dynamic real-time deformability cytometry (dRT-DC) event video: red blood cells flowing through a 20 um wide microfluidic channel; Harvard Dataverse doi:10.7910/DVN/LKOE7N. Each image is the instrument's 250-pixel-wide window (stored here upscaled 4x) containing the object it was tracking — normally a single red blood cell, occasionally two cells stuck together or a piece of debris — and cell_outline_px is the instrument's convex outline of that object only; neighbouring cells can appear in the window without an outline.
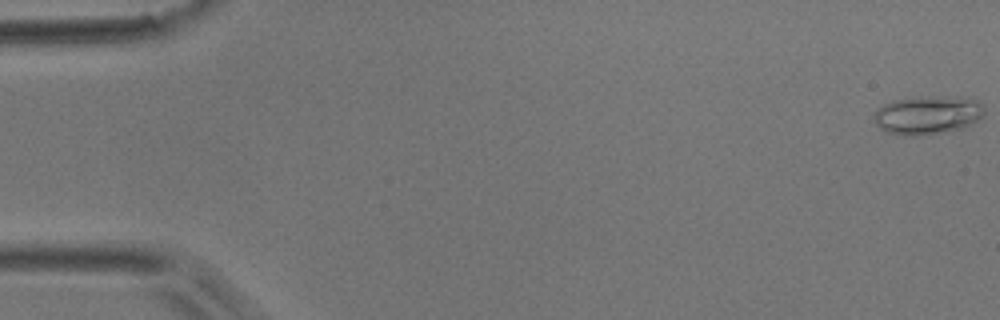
{"species": "common noctule bat (a hibernating species)", "species_latin": "Nyctalus noctula", "temperature_condition": "room temperature", "stored_images_in_passage": 52, "camera_frame_rate_fps": 3000, "um_per_image_px": 0.085, "animal": {"sex": "male", "body_mass_g": 17.9}, "frame": {"image": 1, "passage_image": 1, "time_ms": 0.0, "image_size_px": [1000, 320], "cell_outline_px": [[984, 116], [964, 128], [916, 136], [904, 136], [884, 132], [872, 120], [872, 116], [876, 108], [892, 100], [960, 96], [980, 100], [984, 104]], "centroid_in_image_um": [78.84, 9.79], "position_along_channel_um": 6.2, "area_um2": 24.97}}
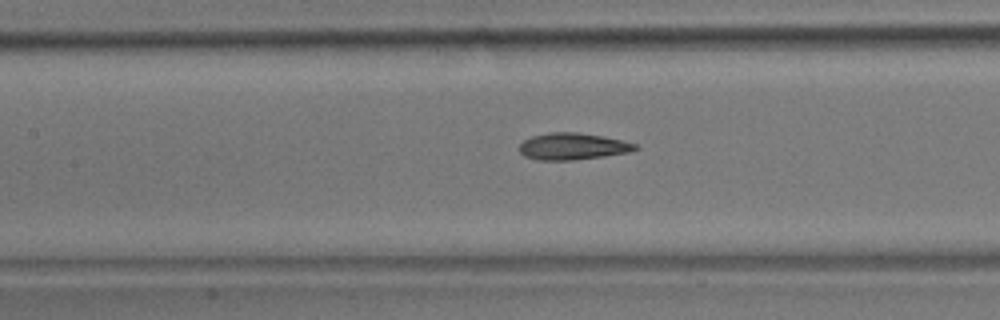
{"frame": {"image": 2, "passage_image": 24, "time_ms": 7.667, "image_size_px": [1000, 320], "cell_outline_px": [[640, 148], [628, 152], [604, 156], [572, 160], [536, 160], [524, 156], [520, 152], [520, 144], [524, 140], [532, 136], [552, 132], [576, 132], [600, 136], [620, 140], [636, 144]], "centroid_in_image_um": [48.65, 12.45], "position_along_channel_um": 158.8, "area_um2": 17.86}}
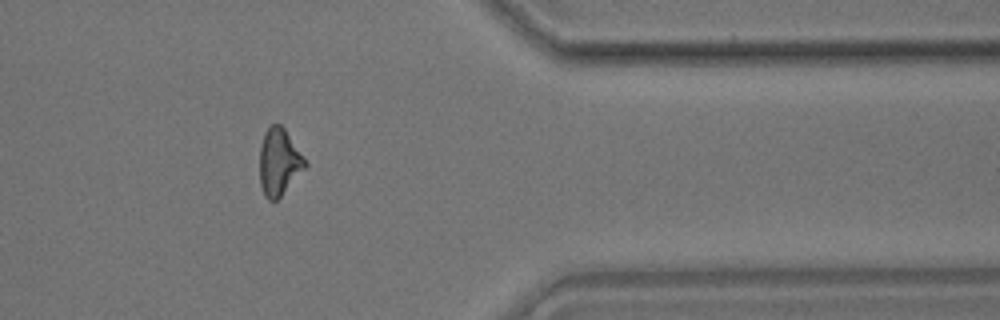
{"frame": {"image": 3, "passage_image": 43, "time_ms": 14.0, "image_size_px": [1000, 320], "cell_outline_px": [[308, 164], [280, 196], [276, 200], [268, 200], [264, 196], [260, 184], [260, 148], [264, 132], [272, 124], [280, 124], [284, 128]], "centroid_in_image_um": [23.69, 13.77], "position_along_channel_um": 387.7, "area_um2": 17.34}, "authors_computed_cell_mechanics": {"area_um2": 18.0336, "velocity_mm_per_s": 3.8891, "shape_relaxation_time_tau1_ms": 4.5213, "shape_relaxation_time_tau2_ms": 3.0986, "deformation_change_tau1": 0.1554, "deformation_change_tau2": 0.0904}}